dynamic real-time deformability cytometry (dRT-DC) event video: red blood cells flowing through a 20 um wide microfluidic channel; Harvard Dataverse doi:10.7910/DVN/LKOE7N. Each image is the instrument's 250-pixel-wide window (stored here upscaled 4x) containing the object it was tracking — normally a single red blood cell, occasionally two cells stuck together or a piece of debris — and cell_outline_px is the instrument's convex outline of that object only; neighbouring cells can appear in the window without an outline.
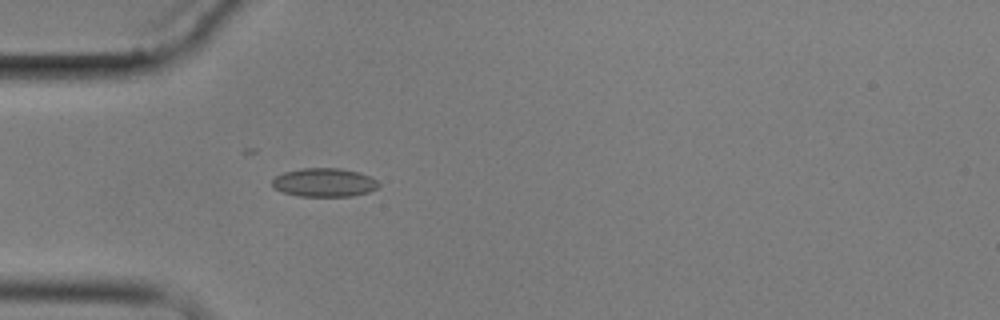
{"species": "common noctule bat (a hibernating species)", "species_latin": "Nyctalus noctula", "temperature_condition": "cold", "stored_images_in_passage": 2, "camera_frame_rate_fps": 3000, "um_per_image_px": 0.085, "animal": {"sex": "male", "body_mass_g": 17.9}, "frame": {"image": 1, "passage_image": 2, "time_ms": 1.333, "image_size_px": [1000, 320], "cell_outline_px": [[380, 184], [376, 188], [368, 192], [352, 196], [300, 196], [284, 192], [272, 188], [272, 180], [276, 176], [284, 172], [300, 168], [340, 168], [360, 172], [376, 180]], "centroid_in_image_um": [27.54, 15.5], "position_along_channel_um": 57.5, "area_um2": 17.74}}